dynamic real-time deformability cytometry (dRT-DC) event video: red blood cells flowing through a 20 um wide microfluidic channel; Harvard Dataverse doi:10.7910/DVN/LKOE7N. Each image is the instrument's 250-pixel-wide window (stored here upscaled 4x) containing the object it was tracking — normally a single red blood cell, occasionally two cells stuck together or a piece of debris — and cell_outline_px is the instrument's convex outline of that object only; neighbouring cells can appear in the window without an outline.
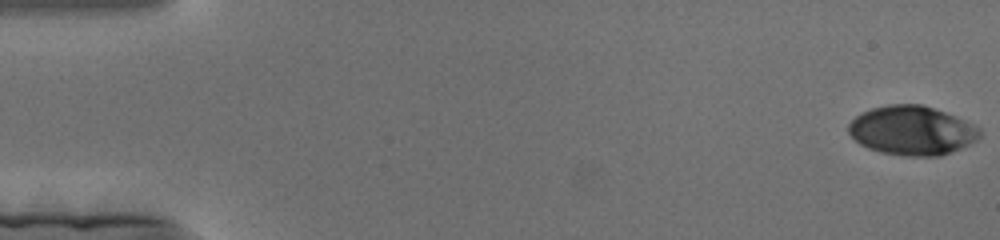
{"species": "human", "species_latin": "Homo sapiens", "temperature_condition": "cold", "stored_images_in_passage": 178, "camera_frame_rate_fps": 3000, "um_per_image_px": 0.085, "donor": {"sex": "female"}, "frame": {"image": 1, "passage_image": 1, "time_ms": 0.0, "image_size_px": [1000, 240], "cell_outline_px": [[980, 136], [976, 140], [960, 148], [940, 156], [904, 156], [880, 152], [868, 148], [860, 144], [848, 132], [848, 124], [860, 112], [872, 108], [888, 104], [920, 104], [936, 108], [964, 120], [980, 128]], "centroid_in_image_um": [77.49, 11.09], "position_along_channel_um": 7.5, "area_um2": 37.57}}
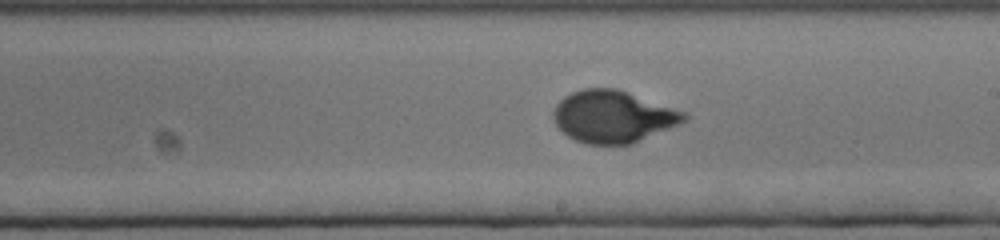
{"frame": {"image": 2, "passage_image": 102, "time_ms": 33.667, "image_size_px": [1000, 240], "cell_outline_px": [[688, 120], [680, 124], [632, 144], [588, 144], [576, 140], [568, 136], [556, 124], [552, 116], [552, 112], [556, 104], [564, 96], [572, 92], [584, 88], [616, 88], [684, 112], [688, 116]], "centroid_in_image_um": [52.1, 9.91], "position_along_channel_um": 236.9, "area_um2": 39.42}}
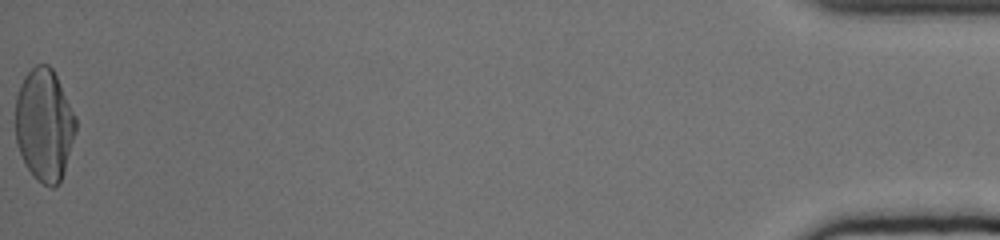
{"frame": {"image": 3, "passage_image": 178, "time_ms": 59.0, "image_size_px": [1000, 240], "cell_outline_px": [[76, 132], [60, 180], [52, 188], [36, 180], [24, 164], [16, 140], [16, 96], [20, 84], [24, 76], [36, 64], [48, 64], [52, 68], [76, 116]], "centroid_in_image_um": [3.75, 10.6], "position_along_channel_um": 431.4, "area_um2": 39.25}}